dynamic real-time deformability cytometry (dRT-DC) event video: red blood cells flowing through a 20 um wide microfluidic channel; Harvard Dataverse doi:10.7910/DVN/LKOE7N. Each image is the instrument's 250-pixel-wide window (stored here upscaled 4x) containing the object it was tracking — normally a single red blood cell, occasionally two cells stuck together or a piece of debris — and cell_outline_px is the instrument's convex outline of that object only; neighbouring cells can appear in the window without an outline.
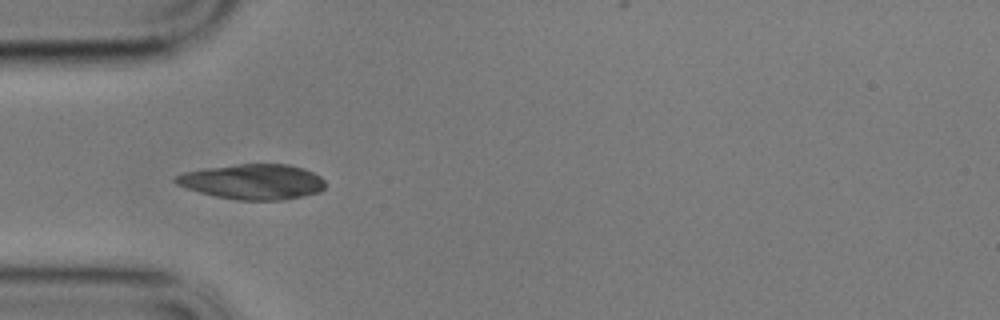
{"species": "common noctule bat (a hibernating species)", "species_latin": "Nyctalus noctula", "temperature_condition": "cold", "stored_images_in_passage": 40, "camera_frame_rate_fps": 3000, "um_per_image_px": 0.085, "animal": {"sex": "male", "body_mass_g": 17.9}, "frame": {"image": 1, "passage_image": 1, "time_ms": 0.0, "image_size_px": [1000, 320], "cell_outline_px": [[324, 188], [320, 192], [284, 200], [236, 200], [216, 196], [200, 192], [176, 184], [172, 180], [176, 176], [184, 172], [204, 168], [240, 164], [288, 164], [304, 168], [320, 176], [324, 180]], "centroid_in_image_um": [21.49, 15.44], "position_along_channel_um": 63.5, "area_um2": 30.69}, "authors_computed_cell_mechanics": {"area_um2": 20.8369, "velocity_mm_per_s": 3.4056, "shape_relaxation_time_tau1_ms": null, "shape_relaxation_time_tau2_ms": 8.3354, "deformation_change_tau1": null, "deformation_change_tau2": 0.1953}}